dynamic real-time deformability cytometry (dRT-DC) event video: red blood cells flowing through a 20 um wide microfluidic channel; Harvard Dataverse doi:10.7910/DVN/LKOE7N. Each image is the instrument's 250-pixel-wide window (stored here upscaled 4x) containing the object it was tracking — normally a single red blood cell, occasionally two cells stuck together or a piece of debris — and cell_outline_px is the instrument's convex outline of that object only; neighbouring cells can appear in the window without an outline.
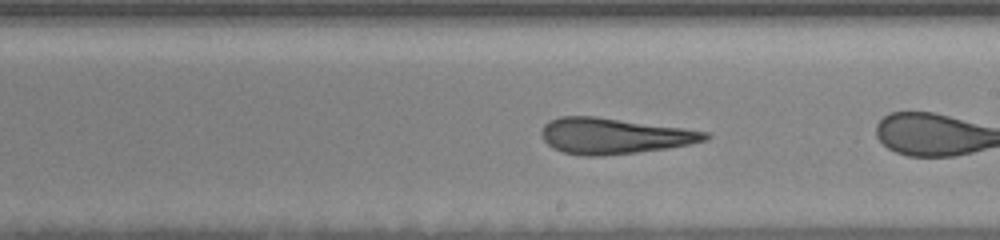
{"species": "human", "species_latin": "Homo sapiens", "temperature_condition": "room temperature", "stored_images_in_passage": 21, "camera_frame_rate_fps": 3000, "um_per_image_px": 0.085, "donor": {"sex": "female"}, "frame": {"image": 1, "passage_image": 12, "time_ms": 4.0, "image_size_px": [1000, 240], "cell_outline_px": [[712, 136], [704, 140], [688, 144], [668, 148], [636, 152], [600, 156], [584, 156], [564, 152], [552, 148], [544, 140], [540, 132], [544, 124], [548, 120], [560, 116], [596, 116], [684, 128], [708, 132]], "centroid_in_image_um": [52.15, 11.54], "position_along_channel_um": 236.9, "area_um2": 34.16}}